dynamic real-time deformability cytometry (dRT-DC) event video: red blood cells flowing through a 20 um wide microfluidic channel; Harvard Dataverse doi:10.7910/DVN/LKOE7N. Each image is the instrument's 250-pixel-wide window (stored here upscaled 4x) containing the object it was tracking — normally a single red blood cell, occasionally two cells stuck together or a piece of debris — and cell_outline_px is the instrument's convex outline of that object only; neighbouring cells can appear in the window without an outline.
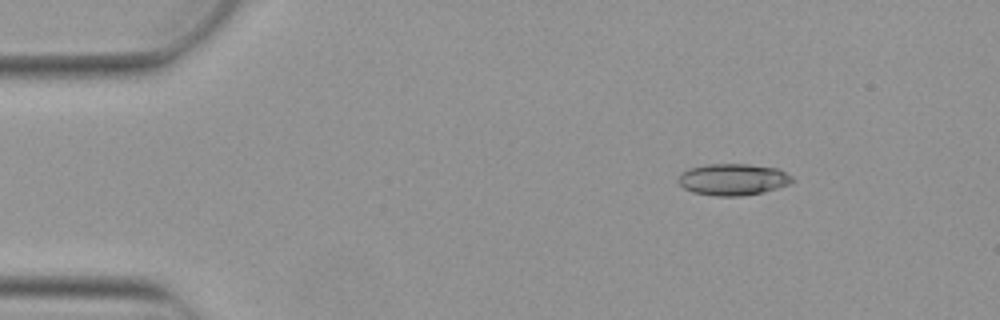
{"species": "Egyptian fruit bat (a non-hibernating species)", "species_latin": "Rousettus aegyptiacus", "temperature_condition": "warm", "stored_images_in_passage": 5, "camera_frame_rate_fps": 3000, "um_per_image_px": 0.085, "animal": {"sex": "female"}, "frame": {"image": 1, "passage_image": 2, "time_ms": 0.333, "image_size_px": [1000, 320], "cell_outline_px": [[796, 180], [792, 184], [764, 192], [740, 196], [716, 196], [692, 192], [684, 188], [676, 180], [680, 172], [688, 168], [704, 164], [748, 164], [776, 168], [792, 176]], "centroid_in_image_um": [62.29, 15.25], "position_along_channel_um": 22.7, "area_um2": 21.33}}